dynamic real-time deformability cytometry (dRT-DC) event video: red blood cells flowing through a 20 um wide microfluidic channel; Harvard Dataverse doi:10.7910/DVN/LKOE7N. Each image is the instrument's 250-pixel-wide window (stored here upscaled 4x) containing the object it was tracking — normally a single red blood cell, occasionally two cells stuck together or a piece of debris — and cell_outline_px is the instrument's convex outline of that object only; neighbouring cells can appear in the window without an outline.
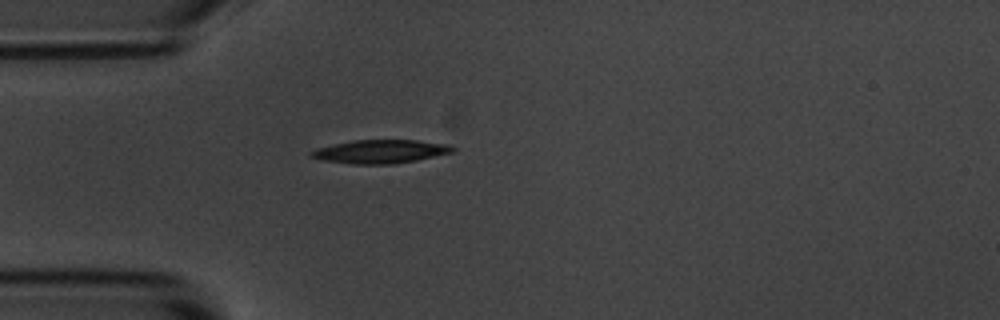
{"species": "common noctule bat (a hibernating species)", "species_latin": "Nyctalus noctula", "temperature_condition": "room temperature", "stored_images_in_passage": 1, "camera_frame_rate_fps": 3000, "um_per_image_px": 0.085, "animal": {"sex": "male", "body_mass_g": 20.1, "forearm_length_mm": 53.5}, "frame": {"image": 1, "passage_image": 1, "time_ms": 0.0, "image_size_px": [1000, 320], "cell_outline_px": [[456, 152], [396, 164], [352, 164], [324, 160], [308, 156], [308, 152], [316, 148], [332, 144], [352, 140], [416, 140], [448, 144], [456, 148]], "centroid_in_image_um": [32.34, 12.88], "position_along_channel_um": 52.7, "area_um2": 19.59}}